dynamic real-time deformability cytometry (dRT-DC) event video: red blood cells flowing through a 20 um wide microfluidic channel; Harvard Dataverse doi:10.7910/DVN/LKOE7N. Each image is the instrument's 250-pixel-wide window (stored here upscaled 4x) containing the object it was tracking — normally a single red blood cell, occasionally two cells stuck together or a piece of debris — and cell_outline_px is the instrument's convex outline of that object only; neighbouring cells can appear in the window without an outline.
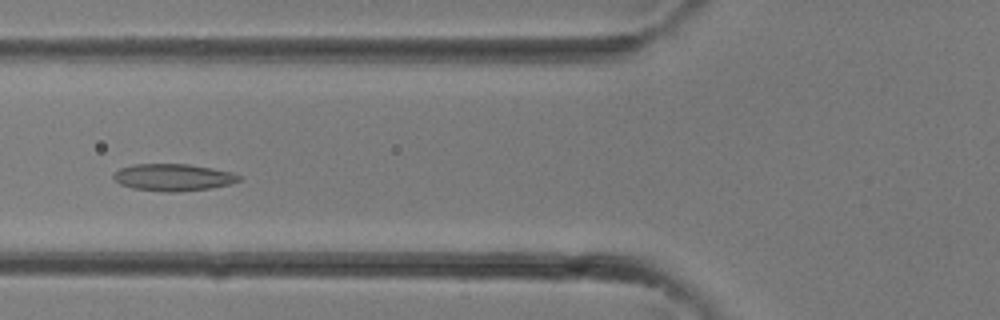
{"species": "common noctule bat (a hibernating species)", "species_latin": "Nyctalus noctula", "temperature_condition": "room temperature", "stored_images_in_passage": 32, "camera_frame_rate_fps": 3000, "um_per_image_px": 0.085, "animal": {"sex": "female"}, "frame": {"image": 1, "passage_image": 12, "time_ms": 3.667, "image_size_px": [1000, 320], "cell_outline_px": [[240, 180], [228, 184], [212, 188], [176, 192], [164, 192], [132, 188], [120, 184], [112, 176], [112, 172], [120, 168], [132, 164], [188, 164], [212, 168], [232, 172], [240, 176]], "centroid_in_image_um": [14.68, 15.07], "position_along_channel_um": 111.1, "area_um2": 19.83}}
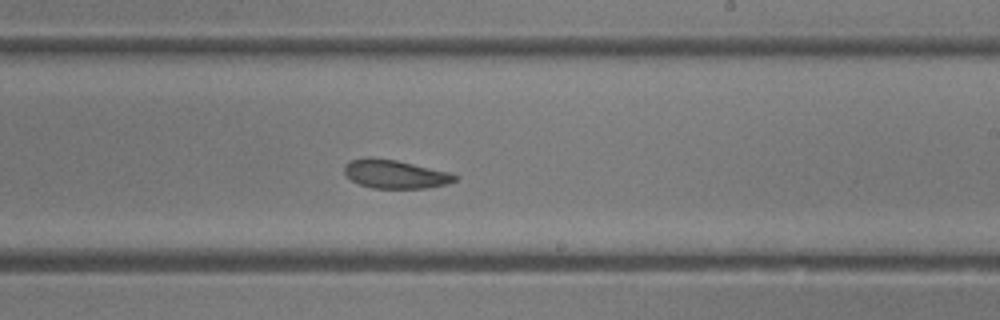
{"frame": {"image": 2, "passage_image": 19, "time_ms": 6.0, "image_size_px": [1000, 320], "cell_outline_px": [[456, 180], [448, 184], [428, 188], [372, 188], [360, 184], [352, 180], [344, 172], [344, 164], [352, 160], [368, 156], [396, 160], [448, 172], [456, 176]], "centroid_in_image_um": [33.56, 14.8], "position_along_channel_um": 255.4, "area_um2": 18.26}}
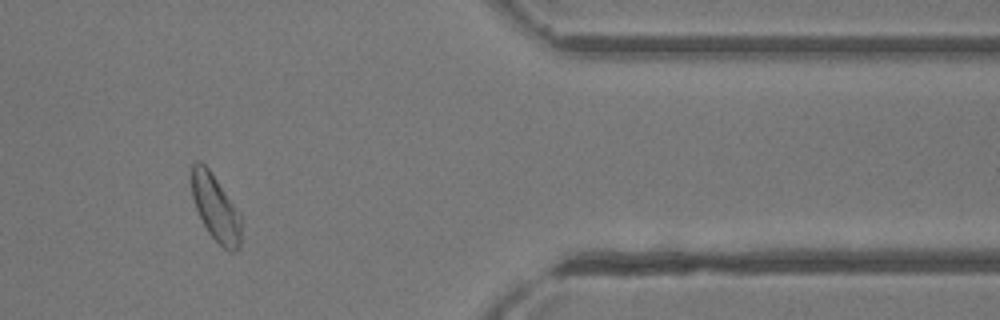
{"frame": {"image": 3, "passage_image": 27, "time_ms": 8.667, "image_size_px": [1000, 320], "cell_outline_px": [[240, 244], [236, 252], [228, 252], [208, 232], [196, 208], [192, 196], [188, 180], [192, 164], [196, 160], [200, 160], [208, 168], [240, 212]], "centroid_in_image_um": [18.28, 17.61], "position_along_channel_um": 393.1, "area_um2": 19.36}}